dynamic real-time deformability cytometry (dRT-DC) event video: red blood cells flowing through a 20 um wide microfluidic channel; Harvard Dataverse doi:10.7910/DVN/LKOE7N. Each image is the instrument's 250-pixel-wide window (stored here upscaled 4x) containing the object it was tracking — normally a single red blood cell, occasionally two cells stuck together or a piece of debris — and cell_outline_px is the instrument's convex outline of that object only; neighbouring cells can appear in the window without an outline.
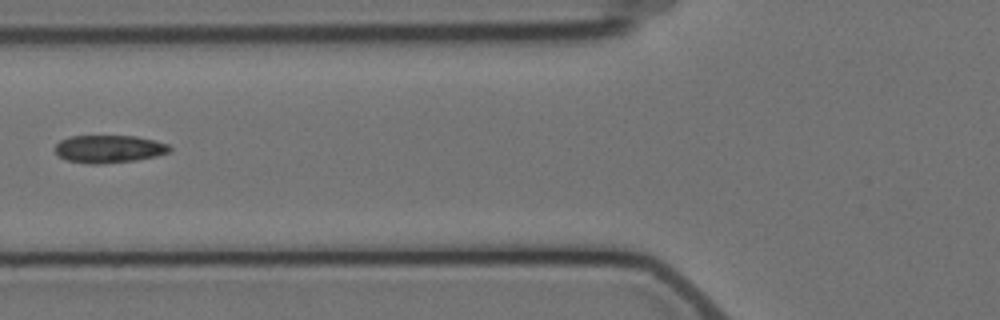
{"species": "Egyptian fruit bat (a non-hibernating species)", "species_latin": "Rousettus aegyptiacus", "temperature_condition": "cold", "stored_images_in_passage": 5, "camera_frame_rate_fps": 3000, "um_per_image_px": 0.085, "animal": {"sex": "female"}, "frame": {"image": 1, "passage_image": 5, "time_ms": 5.333, "image_size_px": [1000, 320], "cell_outline_px": [[172, 148], [168, 152], [156, 156], [136, 160], [100, 164], [88, 164], [68, 160], [60, 156], [56, 152], [56, 144], [60, 140], [72, 136], [136, 136], [156, 140], [168, 144]], "centroid_in_image_um": [9.29, 12.65], "position_along_channel_um": 116.5, "area_um2": 18.44}}